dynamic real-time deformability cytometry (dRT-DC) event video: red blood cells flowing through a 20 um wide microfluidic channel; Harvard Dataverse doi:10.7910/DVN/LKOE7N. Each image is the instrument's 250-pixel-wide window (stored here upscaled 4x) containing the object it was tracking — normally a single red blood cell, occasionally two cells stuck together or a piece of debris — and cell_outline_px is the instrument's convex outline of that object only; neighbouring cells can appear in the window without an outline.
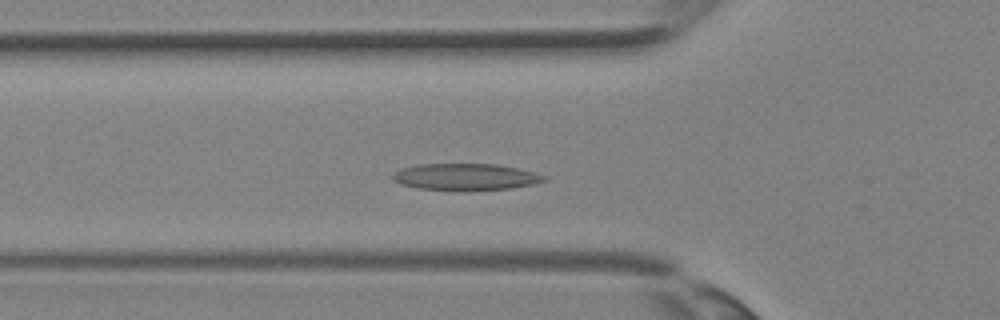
{"species": "Egyptian fruit bat (a non-hibernating species)", "species_latin": "Rousettus aegyptiacus", "temperature_condition": "room temperature", "stored_images_in_passage": 32, "camera_frame_rate_fps": 3000, "um_per_image_px": 0.085, "animal": {"sex": "female"}, "frame": {"image": 1, "passage_image": 9, "time_ms": 2.667, "image_size_px": [1000, 320], "cell_outline_px": [[548, 180], [532, 184], [512, 188], [416, 188], [400, 184], [392, 180], [392, 176], [400, 168], [416, 164], [496, 164], [536, 172], [548, 176]], "centroid_in_image_um": [39.58, 14.99], "position_along_channel_um": 86.2, "area_um2": 22.77}}
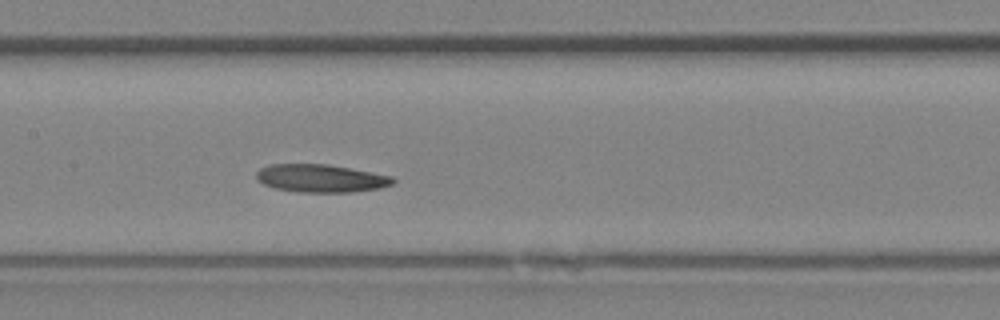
{"frame": {"image": 2, "passage_image": 14, "time_ms": 4.333, "image_size_px": [1000, 320], "cell_outline_px": [[396, 180], [392, 184], [380, 188], [352, 192], [296, 192], [276, 188], [264, 184], [256, 180], [256, 172], [260, 168], [268, 164], [328, 164], [392, 176]], "centroid_in_image_um": [27.25, 15.15], "position_along_channel_um": 180.2, "area_um2": 22.25}}
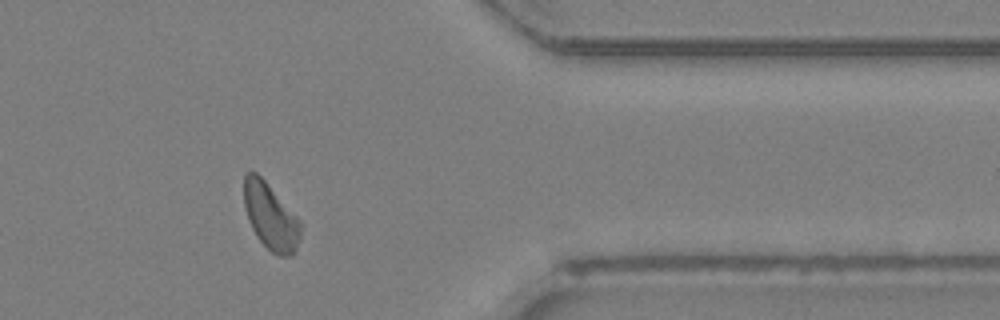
{"frame": {"image": 3, "passage_image": 26, "time_ms": 8.333, "image_size_px": [1000, 320], "cell_outline_px": [[304, 224], [300, 240], [292, 256], [280, 256], [272, 252], [256, 236], [248, 220], [244, 208], [244, 172], [256, 172], [264, 180]], "centroid_in_image_um": [23.02, 18.42], "position_along_channel_um": 388.4, "area_um2": 22.02}}